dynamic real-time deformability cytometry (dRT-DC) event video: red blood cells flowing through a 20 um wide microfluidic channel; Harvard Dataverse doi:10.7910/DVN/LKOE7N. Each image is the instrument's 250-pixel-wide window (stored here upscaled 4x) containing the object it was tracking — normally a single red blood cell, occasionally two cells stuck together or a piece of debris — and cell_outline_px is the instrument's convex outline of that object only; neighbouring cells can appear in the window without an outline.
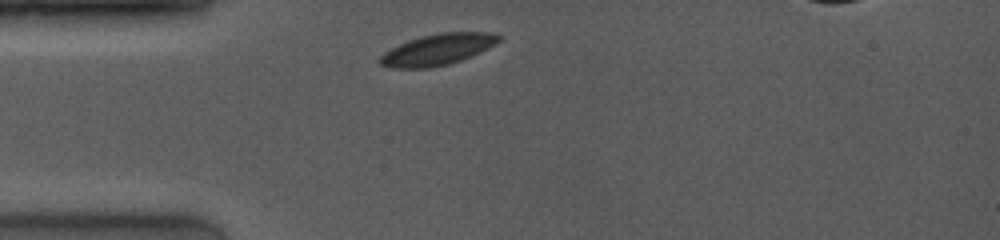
{"species": "common noctule bat (a hibernating species)", "species_latin": "Nyctalus noctula", "temperature_condition": "room temperature", "stored_images_in_passage": 43, "camera_frame_rate_fps": 4000, "um_per_image_px": 0.085, "animal": {"sex": "female", "body_mass_g": 19.0, "forearm_length_mm": 53.3}, "frame": {"image": 1, "passage_image": 1, "time_ms": 0.0, "image_size_px": [1000, 240], "cell_outline_px": [[504, 36], [496, 44], [480, 52], [460, 60], [448, 64], [432, 68], [392, 68], [380, 64], [376, 60], [384, 52], [408, 40], [420, 36], [440, 32], [500, 32]], "centroid_in_image_um": [37.23, 4.19], "position_along_channel_um": 47.8, "area_um2": 21.85}}
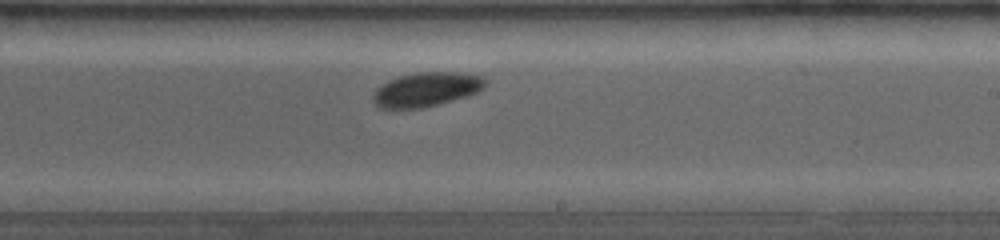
{"frame": {"image": 2, "passage_image": 29, "time_ms": 5.5, "image_size_px": [1000, 240], "cell_outline_px": [[488, 84], [484, 88], [468, 96], [440, 104], [420, 108], [376, 108], [372, 100], [372, 96], [376, 88], [388, 80], [400, 76], [416, 72], [456, 72], [484, 76], [488, 80]], "centroid_in_image_um": [36.25, 7.6], "position_along_channel_um": 252.7, "area_um2": 22.72}}
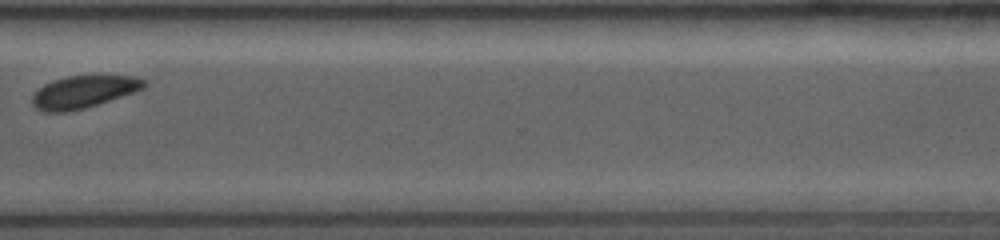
{"frame": {"image": 3, "passage_image": 42, "time_ms": 8.25, "image_size_px": [1000, 240], "cell_outline_px": [[148, 84], [144, 88], [84, 108], [68, 112], [44, 112], [36, 108], [32, 104], [32, 96], [44, 84], [68, 76], [136, 76], [144, 80]], "centroid_in_image_um": [7.08, 7.81], "position_along_channel_um": 363.5, "area_um2": 20.63}}